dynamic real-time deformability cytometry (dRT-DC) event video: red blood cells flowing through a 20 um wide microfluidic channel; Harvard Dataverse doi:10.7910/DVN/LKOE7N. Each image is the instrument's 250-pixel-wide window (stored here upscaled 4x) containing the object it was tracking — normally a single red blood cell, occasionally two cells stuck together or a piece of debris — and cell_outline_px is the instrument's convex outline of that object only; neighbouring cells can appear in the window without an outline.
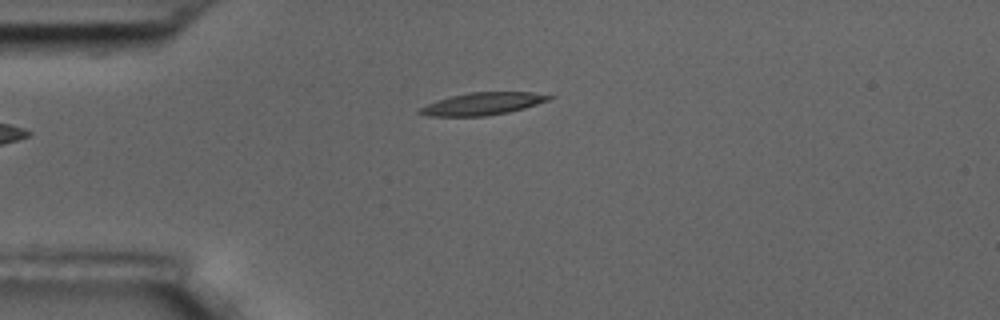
{"species": "common noctule bat (a hibernating species)", "species_latin": "Nyctalus noctula", "temperature_condition": "room temperature", "stored_images_in_passage": 4, "camera_frame_rate_fps": 3000, "um_per_image_px": 0.085, "animal": {"sex": "male", "body_mass_g": 17.5, "forearm_length_mm": 52.3}, "frame": {"image": 1, "passage_image": 1, "time_ms": 0.0, "image_size_px": [1000, 320], "cell_outline_px": [[556, 96], [548, 100], [524, 108], [508, 112], [484, 116], [428, 116], [416, 112], [420, 108], [436, 100], [468, 92], [532, 92]], "centroid_in_image_um": [41.01, 8.81], "position_along_channel_um": 44.0, "area_um2": 16.76}}